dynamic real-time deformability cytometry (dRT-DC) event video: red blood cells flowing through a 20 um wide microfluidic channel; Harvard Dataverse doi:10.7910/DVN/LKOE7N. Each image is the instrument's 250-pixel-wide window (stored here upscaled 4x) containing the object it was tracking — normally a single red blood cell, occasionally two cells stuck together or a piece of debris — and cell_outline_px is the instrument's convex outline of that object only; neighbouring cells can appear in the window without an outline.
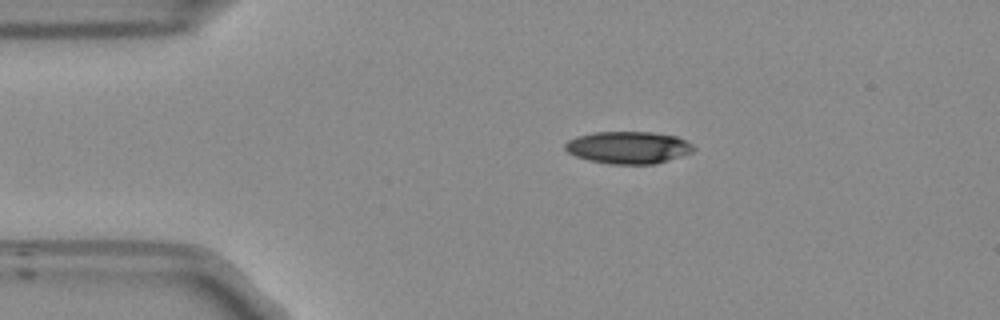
{"species": "Egyptian fruit bat (a non-hibernating species)", "species_latin": "Rousettus aegyptiacus", "temperature_condition": "room temperature", "stored_images_in_passage": 44, "camera_frame_rate_fps": 3000, "um_per_image_px": 0.085, "frame": {"image": 1, "passage_image": 1, "time_ms": 0.0, "image_size_px": [1000, 320], "cell_outline_px": [[696, 148], [692, 152], [656, 164], [612, 164], [588, 160], [576, 156], [568, 152], [564, 148], [564, 144], [568, 140], [576, 136], [596, 132], [652, 132], [676, 136], [692, 144]], "centroid_in_image_um": [53.39, 12.54], "position_along_channel_um": 31.6, "area_um2": 24.1}}
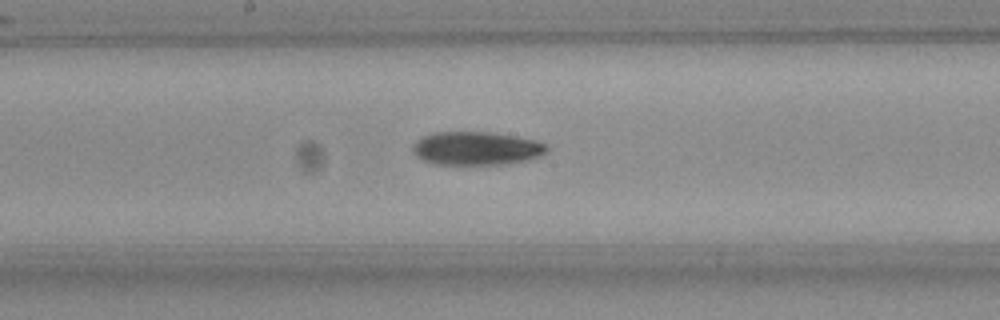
{"frame": {"image": 2, "passage_image": 18, "time_ms": 5.667, "image_size_px": [1000, 320], "cell_outline_px": [[548, 152], [544, 156], [528, 160], [508, 164], [432, 164], [420, 160], [416, 156], [412, 148], [424, 136], [436, 132], [488, 132], [536, 140], [548, 144]], "centroid_in_image_um": [40.56, 12.63], "position_along_channel_um": 207.6, "area_um2": 26.18}}
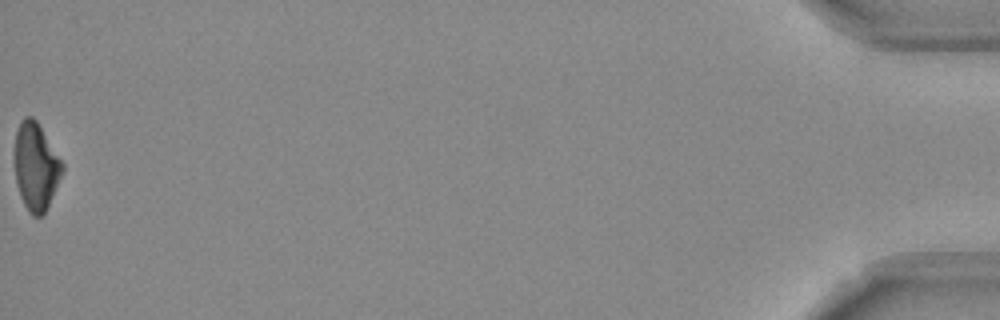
{"frame": {"image": 3, "passage_image": 44, "time_ms": 14.333, "image_size_px": [1000, 320], "cell_outline_px": [[64, 172], [44, 212], [40, 216], [32, 216], [28, 212], [20, 196], [16, 184], [12, 160], [12, 156], [16, 132], [20, 120], [24, 116], [32, 116], [36, 120], [64, 164]], "centroid_in_image_um": [3.0, 14.13], "position_along_channel_um": 432.2, "area_um2": 24.8}, "authors_computed_cell_mechanics": {"area_um2": 25.5476, "velocity_mm_per_s": 3.8183, "shape_relaxation_time_tau1_ms": 6.8697, "shape_relaxation_time_tau2_ms": null, "deformation_change_tau1": 0.1639, "deformation_change_tau2": null}}